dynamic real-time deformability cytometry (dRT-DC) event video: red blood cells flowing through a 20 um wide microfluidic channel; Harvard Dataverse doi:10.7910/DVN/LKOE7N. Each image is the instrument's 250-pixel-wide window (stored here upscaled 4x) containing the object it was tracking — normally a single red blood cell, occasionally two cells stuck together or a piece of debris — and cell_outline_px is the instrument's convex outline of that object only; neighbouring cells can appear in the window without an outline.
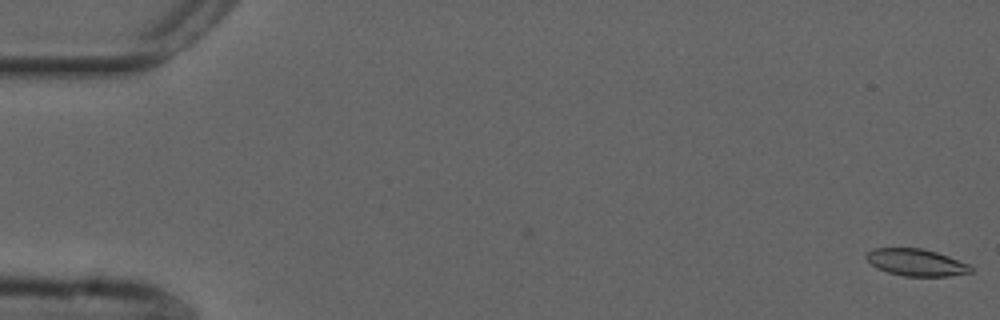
{"species": "common noctule bat (a hibernating species)", "species_latin": "Nyctalus noctula", "temperature_condition": "cold", "stored_images_in_passage": 30, "camera_frame_rate_fps": 3000, "um_per_image_px": 0.085, "animal": {"sex": "male", "forearm_length_mm": 52.5}, "frame": {"image": 1, "passage_image": 1, "time_ms": 0.0, "image_size_px": [1000, 320], "cell_outline_px": [[972, 272], [948, 276], [904, 276], [888, 272], [876, 268], [864, 256], [872, 248], [920, 248], [936, 252], [948, 256], [968, 264], [972, 268]], "centroid_in_image_um": [77.85, 22.3], "position_along_channel_um": 7.1, "area_um2": 16.3}}
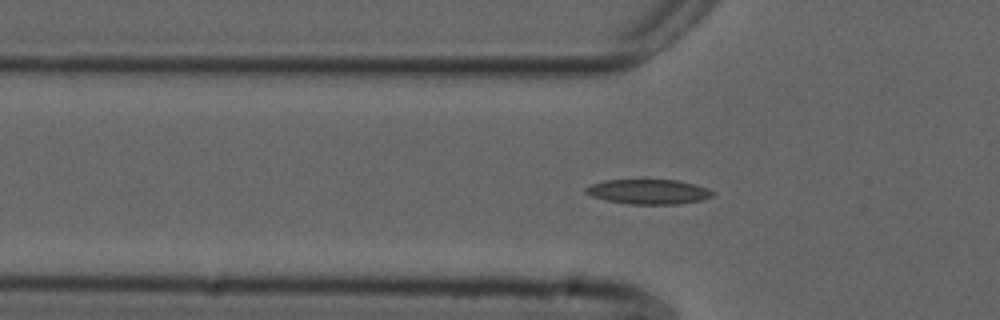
{"frame": {"image": 2, "passage_image": 18, "time_ms": 5.667, "image_size_px": [1000, 320], "cell_outline_px": [[716, 192], [712, 196], [700, 200], [680, 204], [628, 204], [608, 200], [592, 196], [584, 192], [584, 188], [592, 184], [604, 180], [680, 180], [696, 184], [708, 188]], "centroid_in_image_um": [55.15, 16.29], "position_along_channel_um": 70.6, "area_um2": 18.38}}
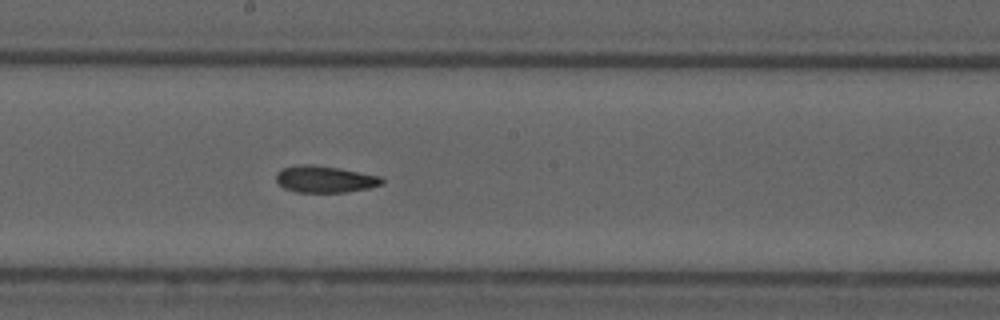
{"frame": {"image": 3, "passage_image": 30, "time_ms": 9.667, "image_size_px": [1000, 320], "cell_outline_px": [[384, 184], [368, 188], [348, 192], [296, 192], [284, 188], [276, 180], [276, 172], [284, 168], [296, 164], [312, 164], [340, 168], [380, 176], [384, 180]], "centroid_in_image_um": [27.62, 15.22], "position_along_channel_um": 220.6, "area_um2": 16.59}}